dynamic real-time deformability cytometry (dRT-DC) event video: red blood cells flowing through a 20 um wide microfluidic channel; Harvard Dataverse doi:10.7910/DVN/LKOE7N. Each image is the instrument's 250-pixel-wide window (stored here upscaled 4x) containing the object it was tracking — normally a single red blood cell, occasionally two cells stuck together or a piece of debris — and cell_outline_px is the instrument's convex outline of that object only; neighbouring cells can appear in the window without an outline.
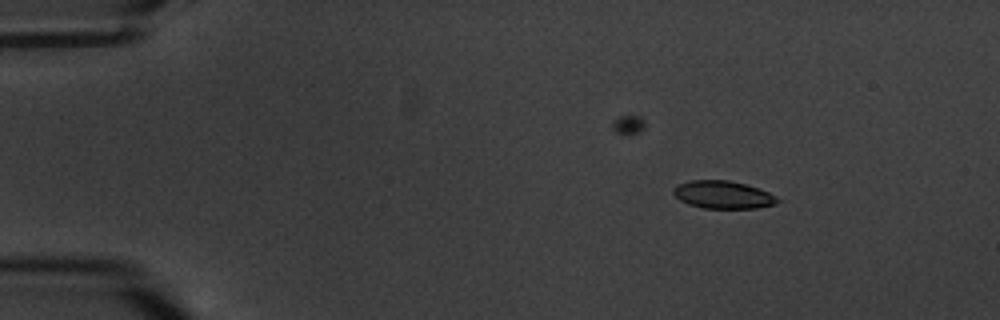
{"species": "common noctule bat (a hibernating species)", "species_latin": "Nyctalus noctula", "temperature_condition": "warm", "stored_images_in_passage": 4, "camera_frame_rate_fps": 3000, "um_per_image_px": 0.085, "animal": {"sex": "male", "body_mass_g": 20.1, "forearm_length_mm": 53.5}, "frame": {"image": 1, "passage_image": 2, "time_ms": 1.333, "image_size_px": [1000, 320], "cell_outline_px": [[780, 200], [776, 204], [756, 208], [704, 208], [688, 204], [680, 200], [672, 192], [672, 188], [676, 184], [688, 180], [728, 180], [744, 184], [768, 192], [776, 196]], "centroid_in_image_um": [61.41, 16.55], "position_along_channel_um": 23.6, "area_um2": 16.82}}